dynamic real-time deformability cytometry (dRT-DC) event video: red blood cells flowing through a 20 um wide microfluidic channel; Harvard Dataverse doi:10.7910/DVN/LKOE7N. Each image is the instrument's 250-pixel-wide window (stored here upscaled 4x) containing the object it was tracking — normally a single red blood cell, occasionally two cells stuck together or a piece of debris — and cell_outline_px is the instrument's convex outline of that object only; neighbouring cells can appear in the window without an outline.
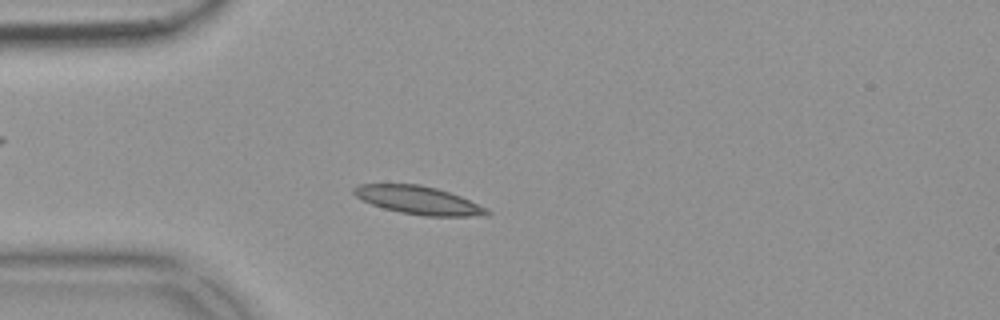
{"species": "common noctule bat (a hibernating species)", "species_latin": "Nyctalus noctula", "temperature_condition": "warm", "stored_images_in_passage": 52, "camera_frame_rate_fps": 3000, "um_per_image_px": 0.085, "animal": {"sex": "female", "body_mass_g": 18.4}, "frame": {"image": 1, "passage_image": 12, "time_ms": 3.667, "image_size_px": [1000, 320], "cell_outline_px": [[492, 212], [488, 216], [424, 216], [400, 212], [384, 208], [372, 204], [356, 196], [352, 192], [352, 188], [360, 184], [420, 184], [436, 188], [460, 196], [488, 208]], "centroid_in_image_um": [35.61, 17.02], "position_along_channel_um": 49.4, "area_um2": 21.79}}
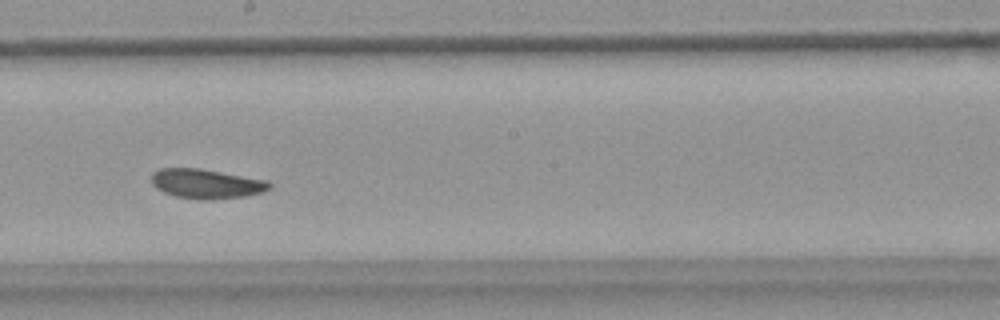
{"frame": {"image": 2, "passage_image": 28, "time_ms": 9.0, "image_size_px": [1000, 320], "cell_outline_px": [[272, 184], [264, 192], [248, 196], [212, 200], [204, 200], [176, 196], [164, 192], [156, 188], [152, 184], [152, 172], [160, 168], [200, 168], [264, 180]], "centroid_in_image_um": [17.52, 15.62], "position_along_channel_um": 230.7, "area_um2": 20.23}}
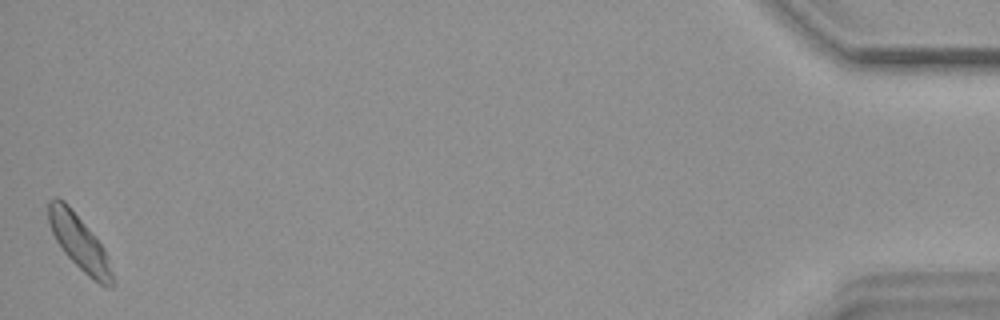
{"frame": {"image": 3, "passage_image": 52, "time_ms": 17.0, "image_size_px": [1000, 320], "cell_outline_px": [[112, 284], [108, 288], [92, 280], [64, 252], [56, 240], [52, 232], [48, 220], [48, 200], [56, 196], [64, 200], [68, 204], [104, 248], [112, 272]], "centroid_in_image_um": [6.7, 20.57], "position_along_channel_um": 428.5, "area_um2": 19.94}, "authors_computed_cell_mechanics": {"area_um2": 20.3456, "velocity_mm_per_s": 3.6292, "shape_relaxation_time_tau1_ms": 2.9581, "shape_relaxation_time_tau2_ms": 5.2059, "deformation_change_tau1": 0.1053, "deformation_change_tau2": 0.1087}}